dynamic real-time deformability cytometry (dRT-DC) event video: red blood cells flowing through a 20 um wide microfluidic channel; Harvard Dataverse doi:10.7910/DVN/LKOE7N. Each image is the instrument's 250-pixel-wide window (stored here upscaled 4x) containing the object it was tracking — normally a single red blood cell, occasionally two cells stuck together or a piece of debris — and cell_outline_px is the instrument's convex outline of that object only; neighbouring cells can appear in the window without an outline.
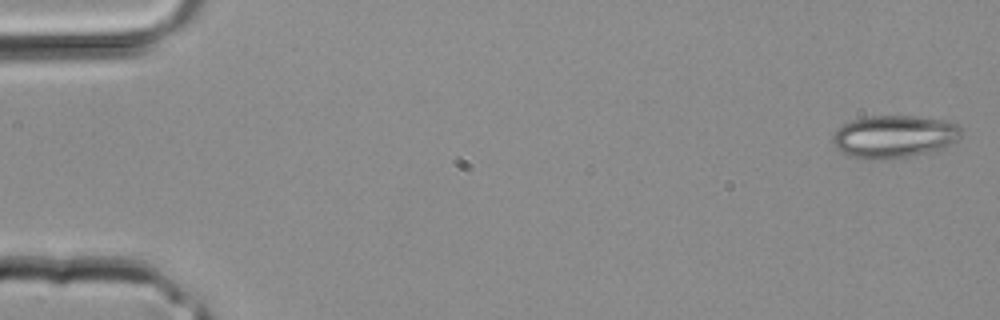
{"species": "common noctule bat (a hibernating species)", "species_latin": "Nyctalus noctula", "temperature_condition": "room temperature", "stored_images_in_passage": 4, "camera_frame_rate_fps": 3000, "um_per_image_px": 0.085, "animal": {"sex": "male", "body_mass_g": 20.4}, "frame": {"image": 1, "passage_image": 1, "time_ms": 0.0, "image_size_px": [1000, 320], "cell_outline_px": [[960, 136], [952, 144], [944, 148], [932, 152], [884, 160], [872, 160], [848, 156], [840, 152], [832, 144], [832, 136], [844, 124], [852, 120], [872, 116], [916, 116], [948, 120], [956, 124], [960, 128]], "centroid_in_image_um": [76.0, 11.62], "position_along_channel_um": 9.0, "area_um2": 32.14}}